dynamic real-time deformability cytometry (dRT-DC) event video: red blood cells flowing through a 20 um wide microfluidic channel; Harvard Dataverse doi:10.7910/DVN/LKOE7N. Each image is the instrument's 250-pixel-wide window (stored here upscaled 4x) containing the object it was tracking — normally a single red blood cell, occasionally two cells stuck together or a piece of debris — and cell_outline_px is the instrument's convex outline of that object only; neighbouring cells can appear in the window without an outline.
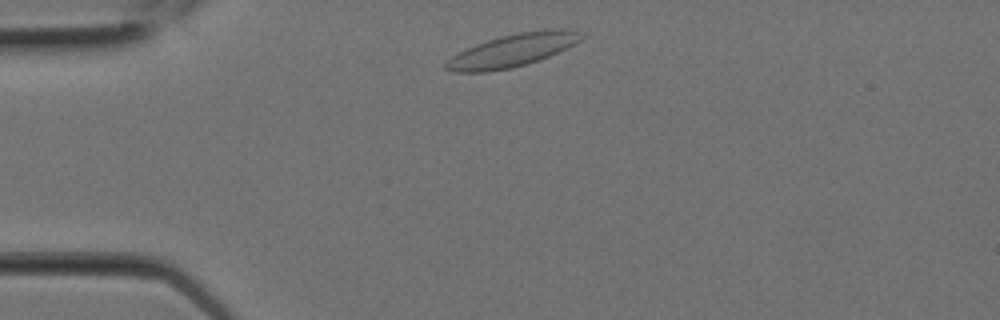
{"species": "Egyptian fruit bat (a non-hibernating species)", "species_latin": "Rousettus aegyptiacus", "temperature_condition": "room temperature", "stored_images_in_passage": 5, "camera_frame_rate_fps": 3000, "um_per_image_px": 0.085, "animal": {"sex": "female"}, "frame": {"image": 1, "passage_image": 1, "time_ms": 0.0, "image_size_px": [1000, 320], "cell_outline_px": [[584, 36], [580, 40], [540, 60], [512, 68], [488, 72], [452, 72], [444, 68], [444, 64], [452, 56], [476, 44], [488, 40], [520, 32], [548, 28], [560, 28], [580, 32]], "centroid_in_image_um": [43.54, 4.29], "position_along_channel_um": 41.5, "area_um2": 25.49}}
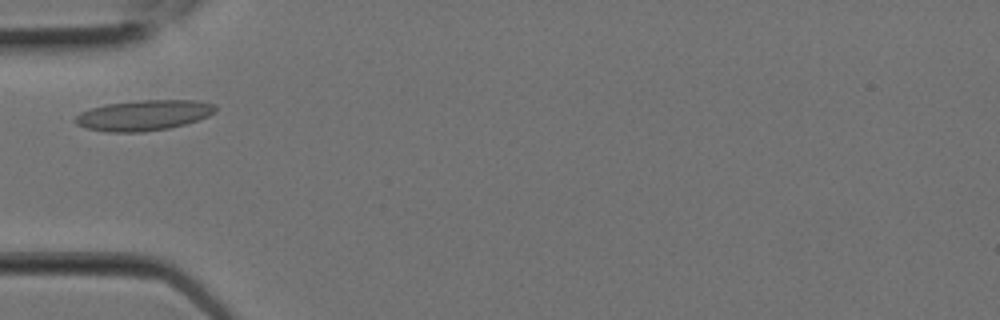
{"frame": {"image": 2, "passage_image": 3, "time_ms": 0.667, "image_size_px": [1000, 320], "cell_outline_px": [[216, 112], [208, 116], [184, 124], [168, 128], [144, 132], [108, 132], [84, 128], [76, 124], [72, 120], [80, 112], [88, 108], [104, 104], [136, 100], [200, 100], [216, 104]], "centroid_in_image_um": [12.17, 9.79], "position_along_channel_um": 72.8, "area_um2": 25.26}}
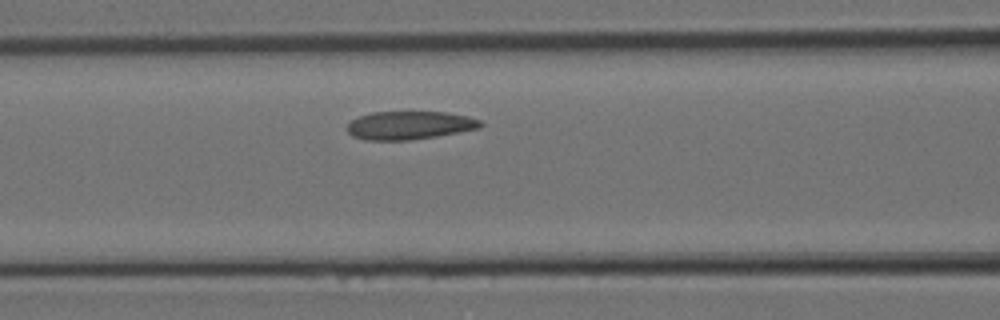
{"frame": {"image": 3, "passage_image": 5, "time_ms": 1.333, "image_size_px": [1000, 320], "cell_outline_px": [[484, 124], [480, 128], [436, 136], [408, 140], [364, 140], [352, 136], [348, 132], [348, 124], [352, 120], [360, 116], [372, 112], [448, 112], [468, 116], [480, 120]], "centroid_in_image_um": [34.82, 10.65], "position_along_channel_um": 131.8, "area_um2": 21.91}}